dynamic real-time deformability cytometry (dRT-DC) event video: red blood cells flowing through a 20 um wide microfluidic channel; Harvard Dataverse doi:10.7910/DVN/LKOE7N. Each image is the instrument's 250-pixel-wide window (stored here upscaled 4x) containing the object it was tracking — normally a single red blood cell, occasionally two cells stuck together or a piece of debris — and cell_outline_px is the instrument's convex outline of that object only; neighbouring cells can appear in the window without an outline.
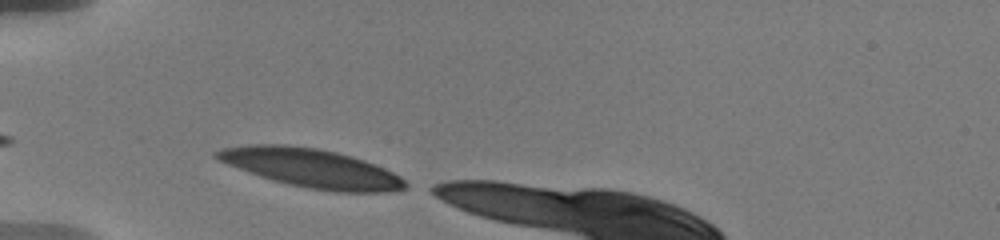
{"species": "human", "species_latin": "Homo sapiens", "temperature_condition": "warm", "stored_images_in_passage": 14, "camera_frame_rate_fps": 3000, "um_per_image_px": 0.085, "donor": {"sex": "male"}, "frame": {"image": 1, "passage_image": 1, "time_ms": 0.0, "image_size_px": [1000, 240], "cell_outline_px": [[408, 188], [396, 192], [332, 192], [308, 188], [288, 184], [272, 180], [248, 172], [228, 164], [212, 156], [212, 152], [220, 148], [248, 144], [284, 144], [316, 148], [336, 152], [352, 156], [364, 160], [384, 168], [400, 176], [408, 184]], "centroid_in_image_um": [26.47, 14.29], "position_along_channel_um": 58.5, "area_um2": 42.83}}
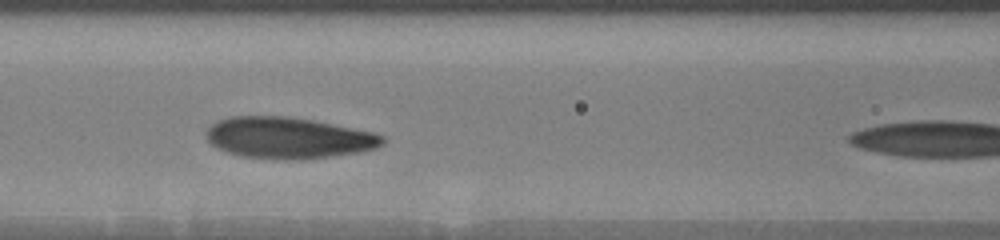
{"frame": {"image": 2, "passage_image": 10, "time_ms": 2.667, "image_size_px": [1000, 240], "cell_outline_px": [[384, 144], [376, 148], [360, 152], [308, 160], [272, 160], [240, 156], [228, 152], [212, 144], [208, 140], [204, 132], [216, 120], [228, 116], [288, 116], [312, 120], [372, 132], [384, 136]], "centroid_in_image_um": [24.49, 11.73], "position_along_channel_um": 142.1, "area_um2": 42.89}}
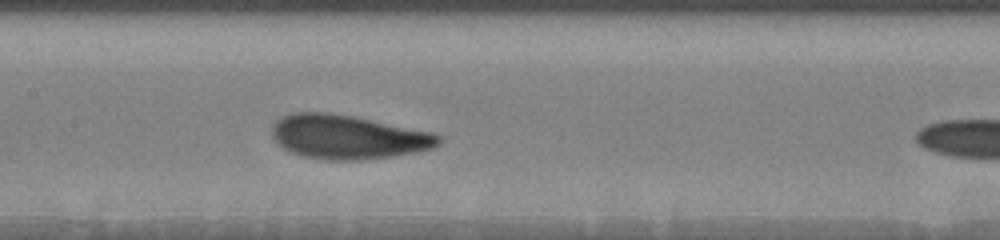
{"frame": {"image": 3, "passage_image": 13, "time_ms": 3.667, "image_size_px": [1000, 240], "cell_outline_px": [[444, 140], [436, 148], [420, 152], [396, 156], [360, 160], [328, 160], [300, 156], [284, 148], [272, 140], [272, 128], [276, 120], [292, 112], [332, 112], [432, 132], [440, 136]], "centroid_in_image_um": [29.6, 11.65], "position_along_channel_um": 177.8, "area_um2": 43.23}}